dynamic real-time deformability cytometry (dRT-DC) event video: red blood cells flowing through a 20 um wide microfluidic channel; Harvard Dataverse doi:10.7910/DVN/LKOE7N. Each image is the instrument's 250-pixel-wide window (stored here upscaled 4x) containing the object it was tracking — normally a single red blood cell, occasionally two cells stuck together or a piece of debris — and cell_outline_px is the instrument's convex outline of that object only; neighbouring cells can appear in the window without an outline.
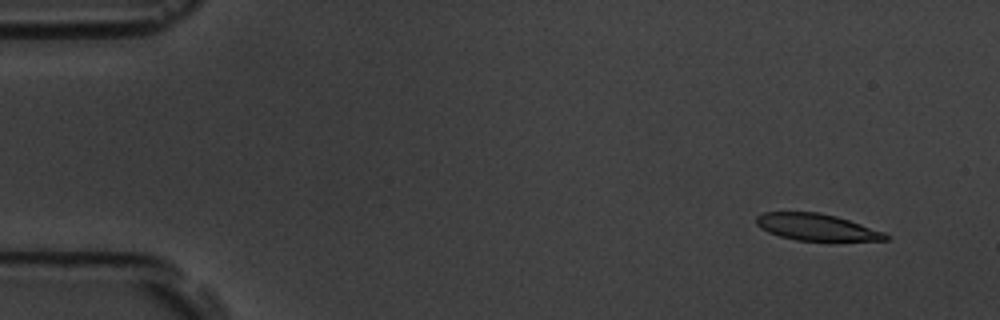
{"species": "common noctule bat (a hibernating species)", "species_latin": "Nyctalus noctula", "temperature_condition": "room temperature", "stored_images_in_passage": 8, "camera_frame_rate_fps": 3000, "um_per_image_px": 0.085, "animal": {"sex": "male", "body_mass_g": 19.5, "forearm_length_mm": 54.6}, "frame": {"image": 1, "passage_image": 2, "time_ms": 1.0, "image_size_px": [1000, 320], "cell_outline_px": [[892, 236], [888, 240], [796, 240], [780, 236], [768, 232], [760, 228], [756, 224], [756, 216], [764, 212], [820, 212], [836, 216], [884, 232]], "centroid_in_image_um": [69.38, 19.3], "position_along_channel_um": 15.6, "area_um2": 19.94}}
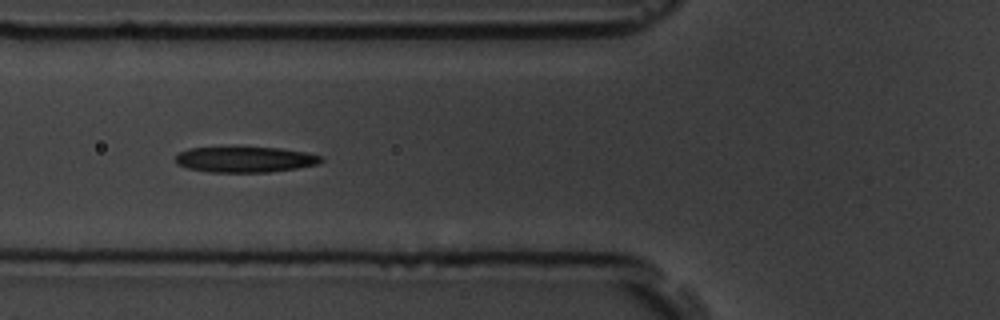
{"frame": {"image": 2, "passage_image": 7, "time_ms": 6.667, "image_size_px": [1000, 320], "cell_outline_px": [[324, 160], [316, 164], [296, 168], [268, 172], [208, 172], [188, 168], [176, 164], [176, 156], [180, 152], [188, 148], [280, 148], [308, 152], [324, 156]], "centroid_in_image_um": [20.86, 13.56], "position_along_channel_um": 104.9, "area_um2": 21.62}}
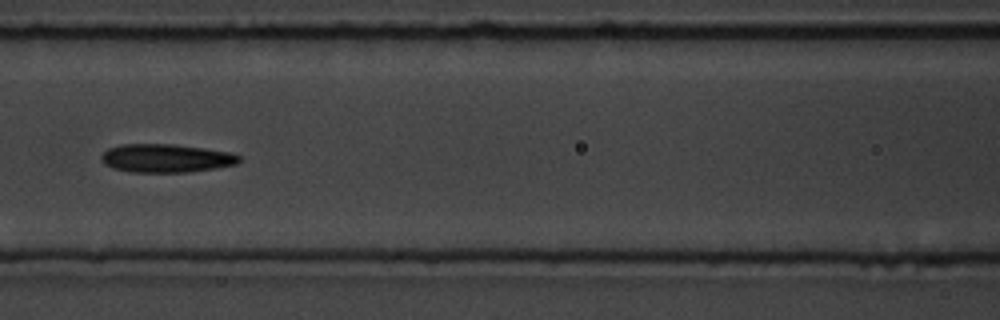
{"frame": {"image": 3, "passage_image": 8, "time_ms": 8.0, "image_size_px": [1000, 320], "cell_outline_px": [[240, 160], [236, 164], [216, 168], [188, 172], [132, 172], [112, 168], [104, 164], [100, 160], [100, 156], [108, 148], [120, 144], [172, 144], [204, 148], [232, 152], [240, 156]], "centroid_in_image_um": [14.09, 13.44], "position_along_channel_um": 152.5, "area_um2": 22.95}}